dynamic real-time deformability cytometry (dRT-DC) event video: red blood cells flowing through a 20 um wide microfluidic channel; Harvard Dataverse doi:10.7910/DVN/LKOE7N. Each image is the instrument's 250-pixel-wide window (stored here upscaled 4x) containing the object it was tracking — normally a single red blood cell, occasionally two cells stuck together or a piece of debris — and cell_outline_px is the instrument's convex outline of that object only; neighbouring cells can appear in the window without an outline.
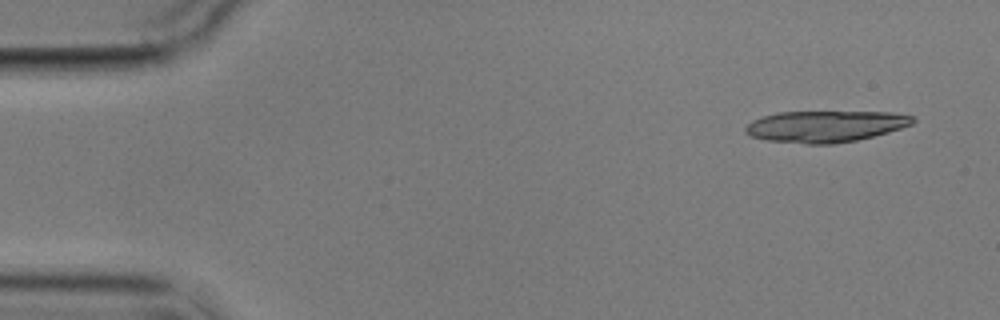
{"species": "common noctule bat (a hibernating species)", "species_latin": "Nyctalus noctula", "temperature_condition": "cold", "stored_images_in_passage": 5, "camera_frame_rate_fps": 3000, "um_per_image_px": 0.085, "animal": {"sex": "male", "body_mass_g": 17.9}, "frame": {"image": 1, "passage_image": 1, "time_ms": 0.0, "image_size_px": [1000, 320], "cell_outline_px": [[916, 120], [912, 124], [888, 132], [856, 140], [836, 144], [808, 144], [764, 140], [748, 136], [744, 132], [744, 128], [752, 120], [776, 112], [892, 112], [912, 116]], "centroid_in_image_um": [70.11, 10.74], "position_along_channel_um": 14.9, "area_um2": 30.75}}
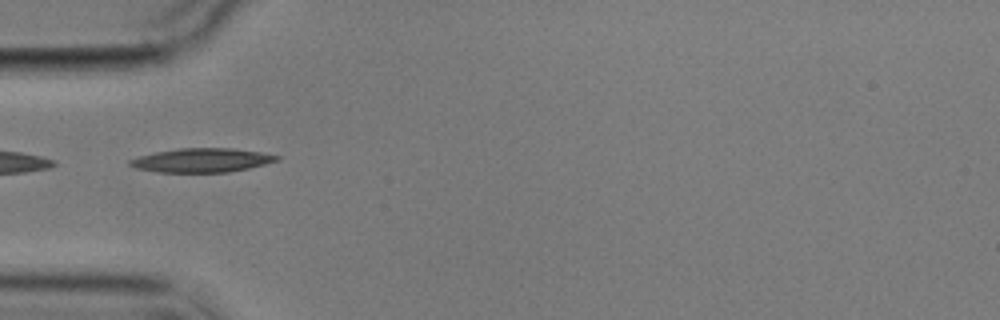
{"frame": {"image": 2, "passage_image": 5, "time_ms": 4.667, "image_size_px": [1000, 320], "cell_outline_px": [[280, 160], [248, 168], [228, 172], [160, 172], [136, 168], [128, 164], [128, 160], [140, 156], [156, 152], [180, 148], [232, 148], [260, 152], [280, 156]], "centroid_in_image_um": [17.16, 13.62], "position_along_channel_um": 67.8, "area_um2": 20.35}}